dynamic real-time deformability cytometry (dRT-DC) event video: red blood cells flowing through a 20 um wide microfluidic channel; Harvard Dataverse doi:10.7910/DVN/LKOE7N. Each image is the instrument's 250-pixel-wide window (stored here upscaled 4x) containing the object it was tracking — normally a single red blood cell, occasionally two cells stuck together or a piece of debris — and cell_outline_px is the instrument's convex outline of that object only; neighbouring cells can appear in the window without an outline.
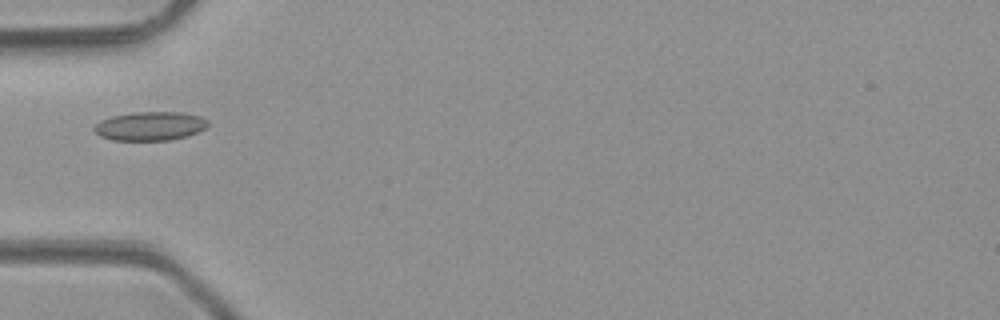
{"species": "common noctule bat (a hibernating species)", "species_latin": "Nyctalus noctula", "temperature_condition": "room temperature", "stored_images_in_passage": 9, "camera_frame_rate_fps": 3000, "um_per_image_px": 0.085, "animal": {"sex": "male", "body_mass_g": 23.1, "forearm_length_mm": 52.7}, "frame": {"image": 1, "passage_image": 7, "time_ms": 8.0, "image_size_px": [1000, 320], "cell_outline_px": [[208, 124], [204, 128], [188, 136], [168, 140], [112, 140], [100, 136], [92, 128], [100, 120], [112, 116], [136, 112], [184, 112], [200, 116], [208, 120]], "centroid_in_image_um": [12.75, 10.71], "position_along_channel_um": 72.3, "area_um2": 19.07}}
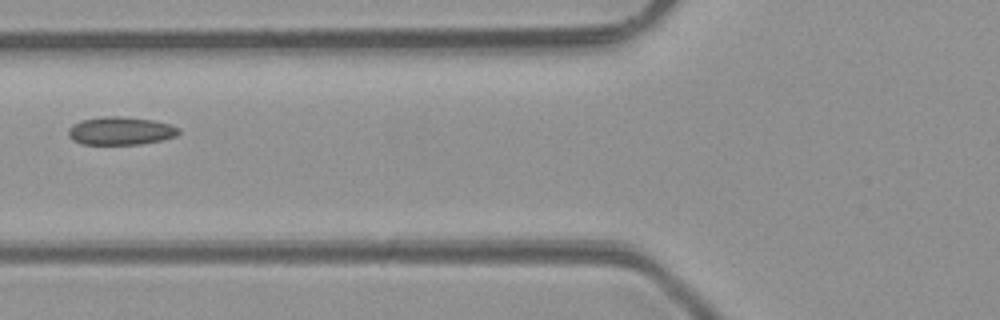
{"frame": {"image": 2, "passage_image": 8, "time_ms": 9.0, "image_size_px": [1000, 320], "cell_outline_px": [[180, 132], [176, 136], [160, 140], [140, 144], [80, 144], [72, 140], [68, 136], [68, 128], [72, 124], [80, 120], [104, 116], [120, 116], [152, 120], [168, 124], [180, 128]], "centroid_in_image_um": [10.2, 11.12], "position_along_channel_um": 115.6, "area_um2": 18.09}}
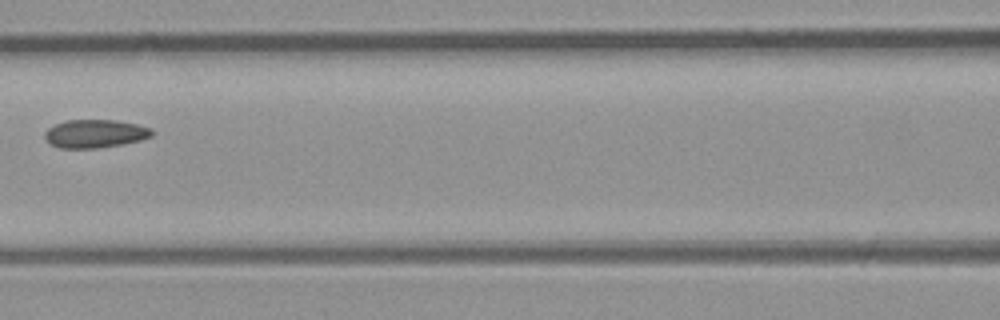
{"frame": {"image": 3, "passage_image": 9, "time_ms": 10.0, "image_size_px": [1000, 320], "cell_outline_px": [[156, 132], [152, 136], [140, 140], [124, 144], [96, 148], [60, 148], [52, 144], [44, 136], [44, 132], [48, 128], [56, 124], [68, 120], [116, 120], [136, 124], [152, 128]], "centroid_in_image_um": [8.13, 11.36], "position_along_channel_um": 158.5, "area_um2": 17.63}}